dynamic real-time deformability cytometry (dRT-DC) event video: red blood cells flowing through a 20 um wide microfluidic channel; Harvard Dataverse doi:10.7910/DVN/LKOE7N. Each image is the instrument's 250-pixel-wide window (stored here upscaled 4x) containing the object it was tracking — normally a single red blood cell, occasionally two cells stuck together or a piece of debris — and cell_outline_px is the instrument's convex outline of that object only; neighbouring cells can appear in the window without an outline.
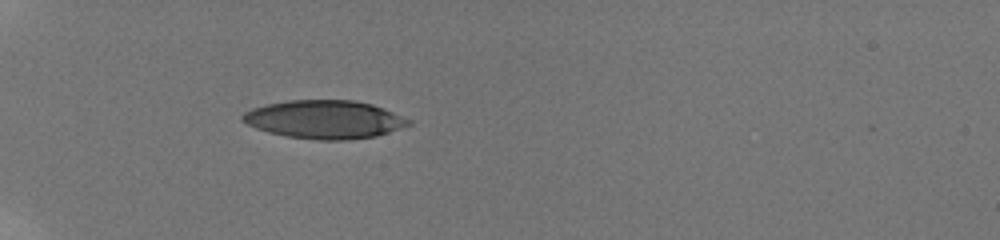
{"species": "human", "species_latin": "Homo sapiens", "temperature_condition": "room temperature", "stored_images_in_passage": 20, "camera_frame_rate_fps": 3000, "um_per_image_px": 0.085, "donor": {"sex": "male"}, "frame": {"image": 1, "passage_image": 11, "time_ms": 6.667, "image_size_px": [1000, 240], "cell_outline_px": [[412, 124], [376, 136], [348, 140], [320, 140], [288, 136], [268, 132], [256, 128], [240, 120], [240, 116], [244, 112], [252, 108], [268, 104], [288, 100], [356, 100], [372, 104], [384, 108], [412, 120]], "centroid_in_image_um": [27.59, 10.15], "position_along_channel_um": 57.4, "area_um2": 37.11}}
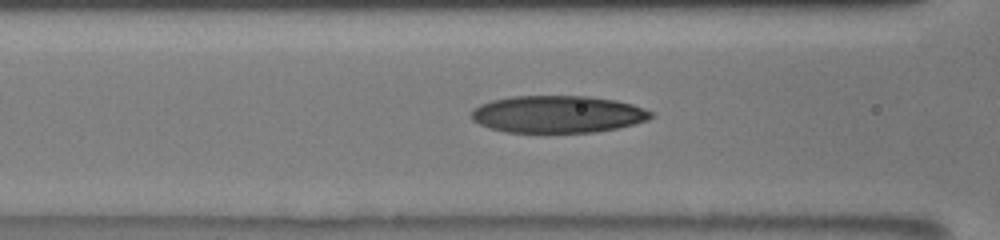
{"frame": {"image": 2, "passage_image": 15, "time_ms": 9.0, "image_size_px": [1000, 240], "cell_outline_px": [[656, 116], [648, 120], [616, 128], [596, 132], [508, 132], [488, 128], [472, 120], [472, 112], [480, 104], [492, 100], [512, 96], [588, 96], [616, 100], [632, 104], [644, 108], [652, 112]], "centroid_in_image_um": [47.43, 9.7], "position_along_channel_um": 119.2, "area_um2": 38.9}}
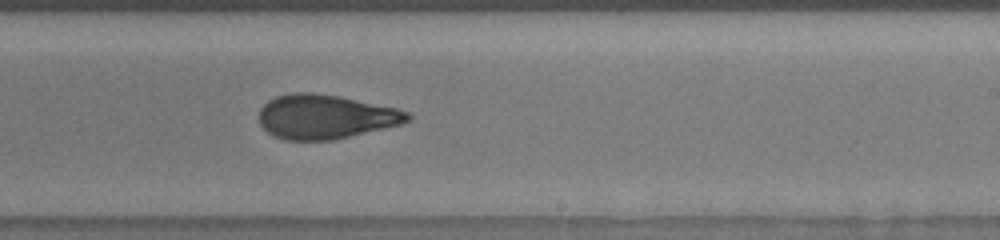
{"frame": {"image": 3, "passage_image": 20, "time_ms": 12.667, "image_size_px": [1000, 240], "cell_outline_px": [[412, 116], [408, 120], [400, 124], [336, 140], [284, 140], [272, 136], [260, 124], [260, 108], [268, 100], [276, 96], [292, 92], [312, 92], [336, 96], [396, 108], [408, 112]], "centroid_in_image_um": [27.62, 9.93], "position_along_channel_um": 261.4, "area_um2": 38.15}}